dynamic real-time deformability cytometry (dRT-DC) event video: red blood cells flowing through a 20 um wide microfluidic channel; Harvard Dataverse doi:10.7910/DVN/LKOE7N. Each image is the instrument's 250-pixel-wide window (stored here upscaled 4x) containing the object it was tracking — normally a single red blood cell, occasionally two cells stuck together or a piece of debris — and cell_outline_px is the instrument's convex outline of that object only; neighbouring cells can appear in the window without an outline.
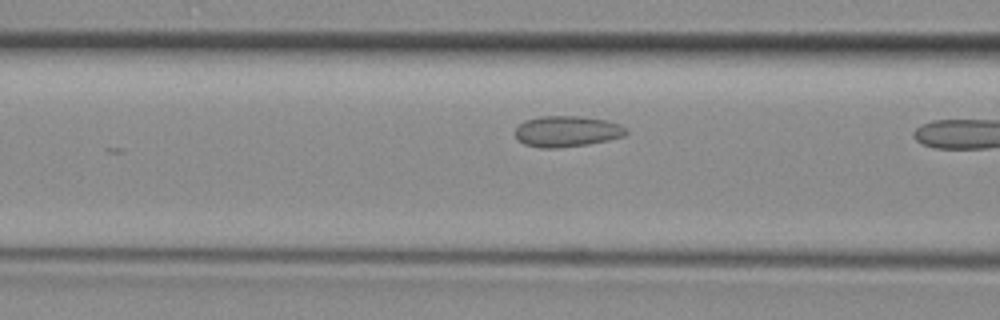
{"species": "common noctule bat (a hibernating species)", "species_latin": "Nyctalus noctula", "temperature_condition": "room temperature", "stored_images_in_passage": 9, "camera_frame_rate_fps": 3000, "um_per_image_px": 0.085, "animal": {"sex": "female", "body_mass_g": 29.2, "forearm_length_mm": 56.3}, "frame": {"image": 1, "passage_image": 8, "time_ms": 2.333, "image_size_px": [1000, 320], "cell_outline_px": [[628, 132], [624, 136], [608, 140], [588, 144], [560, 148], [540, 148], [524, 144], [516, 140], [516, 128], [524, 120], [540, 116], [580, 116], [604, 120], [620, 124], [628, 128]], "centroid_in_image_um": [48.18, 11.17], "position_along_channel_um": 118.4, "area_um2": 20.17}}